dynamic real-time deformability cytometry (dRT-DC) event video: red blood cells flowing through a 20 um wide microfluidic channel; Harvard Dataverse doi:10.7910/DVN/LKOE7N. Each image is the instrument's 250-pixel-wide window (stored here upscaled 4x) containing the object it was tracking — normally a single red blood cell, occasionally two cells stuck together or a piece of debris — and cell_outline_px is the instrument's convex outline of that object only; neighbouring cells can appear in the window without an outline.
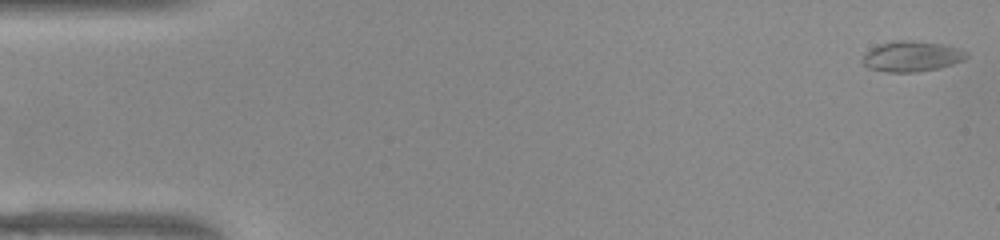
{"species": "common noctule bat (a hibernating species)", "species_latin": "Nyctalus noctula", "temperature_condition": "warm", "stored_images_in_passage": 53, "segment_of_instrument_passage": [1, 2], "camera_frame_rate_fps": 3000, "um_per_image_px": 0.085, "animal": {"sex": "female", "body_mass_g": 22.0, "forearm_length_mm": 56.7}, "frame": {"image": 1, "passage_image": 1, "time_ms": 0.0, "image_size_px": [1000, 240], "cell_outline_px": [[968, 56], [964, 60], [940, 68], [916, 72], [888, 72], [868, 68], [860, 60], [864, 52], [880, 44], [892, 40], [912, 40], [944, 44], [960, 48], [968, 52]], "centroid_in_image_um": [77.49, 4.78], "position_along_channel_um": 7.5, "area_um2": 18.79}}
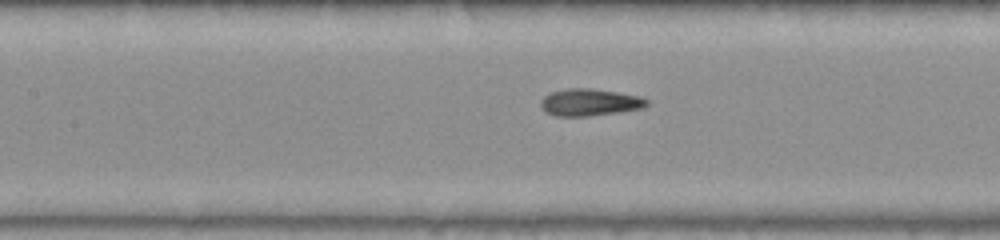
{"frame": {"image": 2, "passage_image": 23, "time_ms": 7.333, "image_size_px": [1000, 240], "cell_outline_px": [[648, 104], [640, 108], [616, 112], [588, 116], [556, 116], [548, 112], [540, 104], [540, 100], [544, 96], [552, 92], [568, 88], [588, 88], [616, 92], [640, 96], [648, 100]], "centroid_in_image_um": [50.11, 8.69], "position_along_channel_um": 157.3, "area_um2": 16.36}}
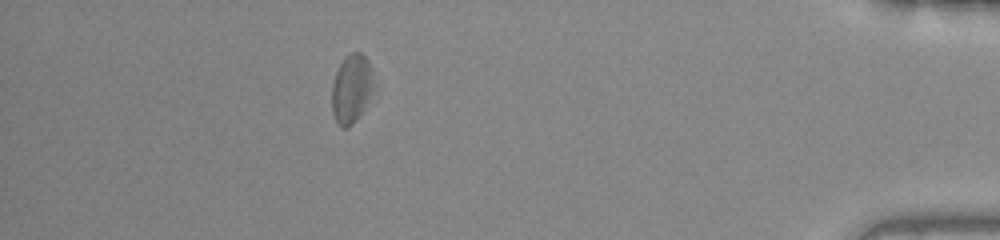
{"frame": {"image": 3, "passage_image": 46, "time_ms": 15.0, "image_size_px": [1000, 240], "cell_outline_px": [[380, 92], [360, 116], [348, 128], [340, 128], [336, 124], [332, 112], [332, 84], [336, 72], [340, 64], [352, 52], [360, 52], [368, 60], [380, 88]], "centroid_in_image_um": [30.01, 7.61], "position_along_channel_um": 405.2, "area_um2": 18.15}}